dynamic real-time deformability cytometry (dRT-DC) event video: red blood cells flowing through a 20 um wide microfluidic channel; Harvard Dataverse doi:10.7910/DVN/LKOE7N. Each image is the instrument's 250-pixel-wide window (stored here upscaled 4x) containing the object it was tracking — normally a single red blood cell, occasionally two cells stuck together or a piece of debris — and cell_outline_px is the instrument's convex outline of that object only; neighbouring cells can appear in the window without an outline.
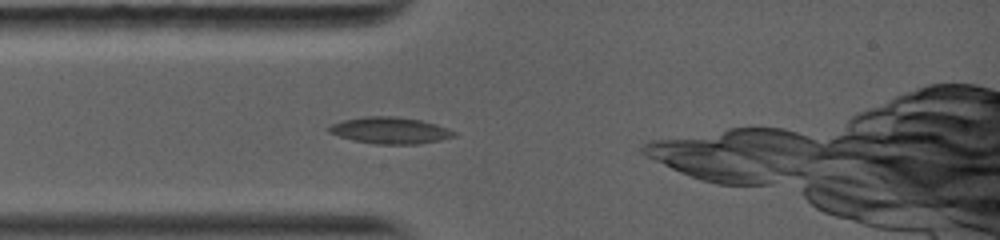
{"species": "common noctule bat (a hibernating species)", "species_latin": "Nyctalus noctula", "temperature_condition": "warm", "stored_images_in_passage": 2, "camera_frame_rate_fps": 5000, "um_per_image_px": 0.085, "animal": {"sex": "female", "body_mass_g": 19.0, "forearm_length_mm": 56.7}, "frame": {"image": 1, "passage_image": 2, "time_ms": 1.0, "image_size_px": [1000, 240], "cell_outline_px": [[456, 136], [440, 140], [416, 144], [376, 144], [352, 140], [328, 132], [328, 128], [332, 124], [344, 120], [364, 116], [396, 116], [420, 120], [436, 124], [456, 132]], "centroid_in_image_um": [33.16, 11.08], "position_along_channel_um": 51.8, "area_um2": 19.25}}